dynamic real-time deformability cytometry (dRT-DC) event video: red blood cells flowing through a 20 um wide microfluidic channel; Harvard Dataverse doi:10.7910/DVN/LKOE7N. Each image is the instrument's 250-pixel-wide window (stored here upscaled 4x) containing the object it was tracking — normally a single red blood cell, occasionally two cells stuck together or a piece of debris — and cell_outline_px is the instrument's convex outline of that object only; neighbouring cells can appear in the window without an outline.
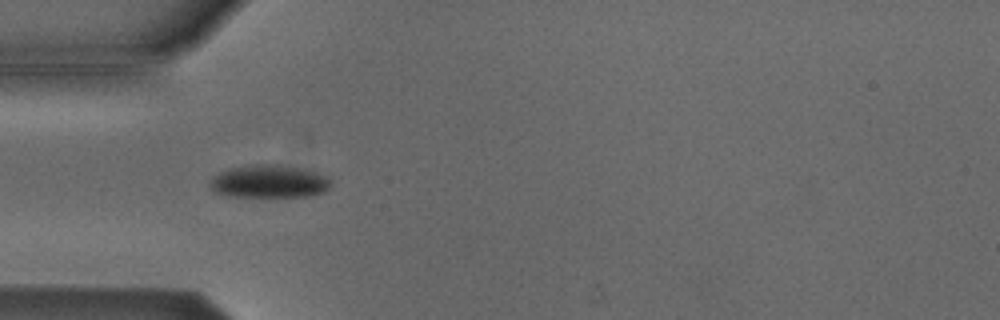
{"species": "Egyptian fruit bat (a non-hibernating species)", "species_latin": "Rousettus aegyptiacus", "temperature_condition": "cold", "stored_images_in_passage": 38, "camera_frame_rate_fps": 3000, "um_per_image_px": 0.085, "animal": {"sex": "male"}, "frame": {"image": 1, "passage_image": 1, "time_ms": 0.0, "image_size_px": [1000, 320], "cell_outline_px": [[332, 184], [324, 192], [308, 196], [224, 196], [208, 188], [208, 184], [220, 172], [232, 168], [260, 164], [276, 164], [316, 172], [328, 176], [332, 180]], "centroid_in_image_um": [22.89, 15.44], "position_along_channel_um": 62.1, "area_um2": 22.95}}
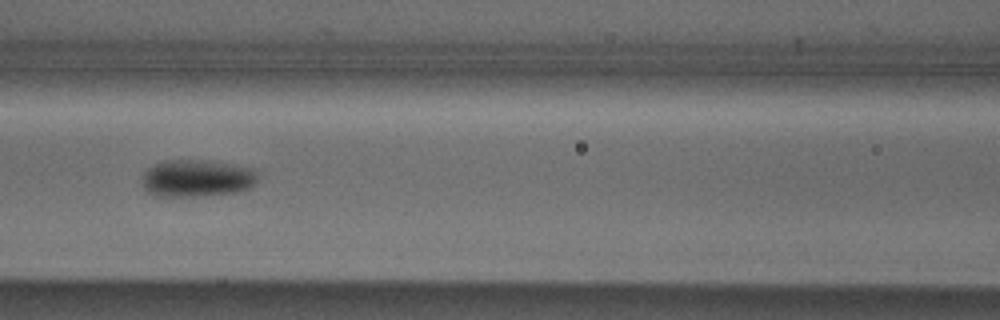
{"frame": {"image": 2, "passage_image": 8, "time_ms": 2.333, "image_size_px": [1000, 320], "cell_outline_px": [[256, 184], [240, 192], [204, 196], [156, 196], [148, 192], [144, 188], [144, 172], [148, 168], [164, 160], [212, 160], [256, 168]], "centroid_in_image_um": [16.8, 15.15], "position_along_channel_um": 149.8, "area_um2": 25.37}}
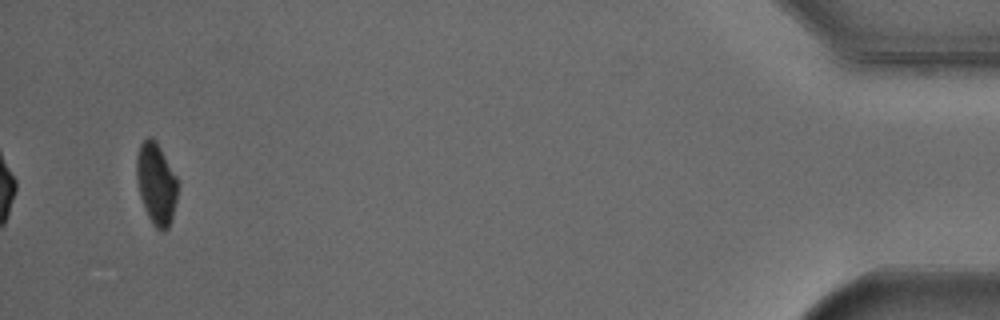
{"frame": {"image": 3, "passage_image": 36, "time_ms": 11.667, "image_size_px": [1000, 320], "cell_outline_px": [[180, 184], [172, 220], [168, 228], [164, 232], [160, 232], [156, 228], [148, 216], [144, 208], [140, 196], [136, 180], [136, 156], [140, 144], [148, 136], [152, 136], [160, 148], [176, 176]], "centroid_in_image_um": [13.29, 15.64], "position_along_channel_um": 421.9, "area_um2": 19.88}, "authors_computed_cell_mechanics": {"area_um2": 23.0044, "velocity_mm_per_s": 3.8345, "shape_relaxation_time_tau1_ms": 4.3346, "shape_relaxation_time_tau2_ms": null, "deformation_change_tau1": 0.1005, "deformation_change_tau2": null}}